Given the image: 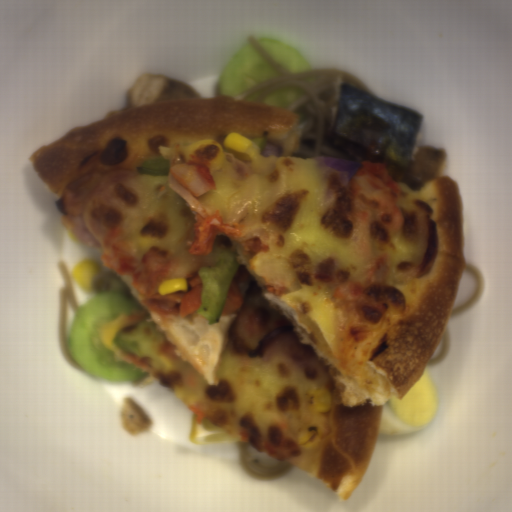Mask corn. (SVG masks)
Here are the masks:
<instances>
[{
    "label": "corn",
    "mask_w": 512,
    "mask_h": 512,
    "mask_svg": "<svg viewBox=\"0 0 512 512\" xmlns=\"http://www.w3.org/2000/svg\"><path fill=\"white\" fill-rule=\"evenodd\" d=\"M225 152L232 153L241 161H251L260 155L261 148L252 140L237 132L225 135L224 140L204 139L194 142L181 150V156L186 163H196L208 166L211 174L221 169Z\"/></svg>",
    "instance_id": "obj_1"
},
{
    "label": "corn",
    "mask_w": 512,
    "mask_h": 512,
    "mask_svg": "<svg viewBox=\"0 0 512 512\" xmlns=\"http://www.w3.org/2000/svg\"><path fill=\"white\" fill-rule=\"evenodd\" d=\"M98 270L97 261L86 259L74 264L71 275L81 289L90 291L92 288V280Z\"/></svg>",
    "instance_id": "obj_2"
},
{
    "label": "corn",
    "mask_w": 512,
    "mask_h": 512,
    "mask_svg": "<svg viewBox=\"0 0 512 512\" xmlns=\"http://www.w3.org/2000/svg\"><path fill=\"white\" fill-rule=\"evenodd\" d=\"M159 295H168L171 293H186L188 290L186 277H178L175 279H167L157 286Z\"/></svg>",
    "instance_id": "obj_3"
}]
</instances>
